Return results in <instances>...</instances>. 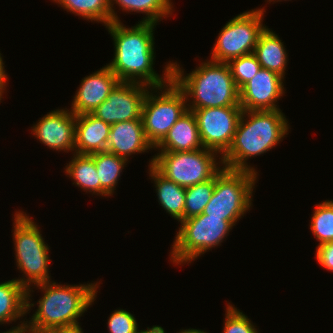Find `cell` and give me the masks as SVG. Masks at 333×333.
I'll return each mask as SVG.
<instances>
[{
  "label": "cell",
  "instance_id": "1",
  "mask_svg": "<svg viewBox=\"0 0 333 333\" xmlns=\"http://www.w3.org/2000/svg\"><path fill=\"white\" fill-rule=\"evenodd\" d=\"M155 23L138 22L131 28L123 23L111 22L105 26L114 41V59L107 66L120 82H135L149 87H159L172 79V63L166 64L164 74L153 69Z\"/></svg>",
  "mask_w": 333,
  "mask_h": 333
},
{
  "label": "cell",
  "instance_id": "2",
  "mask_svg": "<svg viewBox=\"0 0 333 333\" xmlns=\"http://www.w3.org/2000/svg\"><path fill=\"white\" fill-rule=\"evenodd\" d=\"M288 131V121L280 109L243 110L230 147L219 157L222 166L258 174L247 164V159L274 148Z\"/></svg>",
  "mask_w": 333,
  "mask_h": 333
},
{
  "label": "cell",
  "instance_id": "3",
  "mask_svg": "<svg viewBox=\"0 0 333 333\" xmlns=\"http://www.w3.org/2000/svg\"><path fill=\"white\" fill-rule=\"evenodd\" d=\"M62 285L54 281L34 286L44 294L37 301L38 309L25 324L27 333H48L49 331L78 323L96 298L99 284Z\"/></svg>",
  "mask_w": 333,
  "mask_h": 333
},
{
  "label": "cell",
  "instance_id": "4",
  "mask_svg": "<svg viewBox=\"0 0 333 333\" xmlns=\"http://www.w3.org/2000/svg\"><path fill=\"white\" fill-rule=\"evenodd\" d=\"M177 62H172V79L183 90L188 109L240 106L239 90L227 63L206 60L185 75Z\"/></svg>",
  "mask_w": 333,
  "mask_h": 333
},
{
  "label": "cell",
  "instance_id": "5",
  "mask_svg": "<svg viewBox=\"0 0 333 333\" xmlns=\"http://www.w3.org/2000/svg\"><path fill=\"white\" fill-rule=\"evenodd\" d=\"M13 241L16 265L23 277L16 279L27 289V312L35 303H30L31 285L51 281L49 276V247L45 244L39 226L26 214L17 211L13 222ZM30 299V300H29Z\"/></svg>",
  "mask_w": 333,
  "mask_h": 333
},
{
  "label": "cell",
  "instance_id": "6",
  "mask_svg": "<svg viewBox=\"0 0 333 333\" xmlns=\"http://www.w3.org/2000/svg\"><path fill=\"white\" fill-rule=\"evenodd\" d=\"M180 224L170 254L175 265L192 262L219 246L234 226L226 217H209L203 213Z\"/></svg>",
  "mask_w": 333,
  "mask_h": 333
},
{
  "label": "cell",
  "instance_id": "7",
  "mask_svg": "<svg viewBox=\"0 0 333 333\" xmlns=\"http://www.w3.org/2000/svg\"><path fill=\"white\" fill-rule=\"evenodd\" d=\"M257 174L224 168L215 176V188L203 214L226 217L235 225L252 205Z\"/></svg>",
  "mask_w": 333,
  "mask_h": 333
},
{
  "label": "cell",
  "instance_id": "8",
  "mask_svg": "<svg viewBox=\"0 0 333 333\" xmlns=\"http://www.w3.org/2000/svg\"><path fill=\"white\" fill-rule=\"evenodd\" d=\"M150 90L143 101L141 118L146 138L155 148L188 110L190 100L173 79L163 86L150 87Z\"/></svg>",
  "mask_w": 333,
  "mask_h": 333
},
{
  "label": "cell",
  "instance_id": "9",
  "mask_svg": "<svg viewBox=\"0 0 333 333\" xmlns=\"http://www.w3.org/2000/svg\"><path fill=\"white\" fill-rule=\"evenodd\" d=\"M219 153L202 148L185 152H159L153 156L149 166H153L166 179L181 187L192 185L214 178L222 169V160L217 161ZM218 165V166H217Z\"/></svg>",
  "mask_w": 333,
  "mask_h": 333
},
{
  "label": "cell",
  "instance_id": "10",
  "mask_svg": "<svg viewBox=\"0 0 333 333\" xmlns=\"http://www.w3.org/2000/svg\"><path fill=\"white\" fill-rule=\"evenodd\" d=\"M264 8L245 11L229 20L221 29L213 46L210 60L228 63L254 52L263 25Z\"/></svg>",
  "mask_w": 333,
  "mask_h": 333
},
{
  "label": "cell",
  "instance_id": "11",
  "mask_svg": "<svg viewBox=\"0 0 333 333\" xmlns=\"http://www.w3.org/2000/svg\"><path fill=\"white\" fill-rule=\"evenodd\" d=\"M188 110L195 115L203 147L222 156L232 143L243 112L242 107L224 106Z\"/></svg>",
  "mask_w": 333,
  "mask_h": 333
},
{
  "label": "cell",
  "instance_id": "12",
  "mask_svg": "<svg viewBox=\"0 0 333 333\" xmlns=\"http://www.w3.org/2000/svg\"><path fill=\"white\" fill-rule=\"evenodd\" d=\"M150 87L135 82H119L91 114L109 125L142 119V106Z\"/></svg>",
  "mask_w": 333,
  "mask_h": 333
},
{
  "label": "cell",
  "instance_id": "13",
  "mask_svg": "<svg viewBox=\"0 0 333 333\" xmlns=\"http://www.w3.org/2000/svg\"><path fill=\"white\" fill-rule=\"evenodd\" d=\"M284 78L261 68L239 90V103L243 110H277V100L284 95Z\"/></svg>",
  "mask_w": 333,
  "mask_h": 333
},
{
  "label": "cell",
  "instance_id": "14",
  "mask_svg": "<svg viewBox=\"0 0 333 333\" xmlns=\"http://www.w3.org/2000/svg\"><path fill=\"white\" fill-rule=\"evenodd\" d=\"M31 130L41 143L51 149L75 151L76 115L71 110L50 111Z\"/></svg>",
  "mask_w": 333,
  "mask_h": 333
},
{
  "label": "cell",
  "instance_id": "15",
  "mask_svg": "<svg viewBox=\"0 0 333 333\" xmlns=\"http://www.w3.org/2000/svg\"><path fill=\"white\" fill-rule=\"evenodd\" d=\"M119 82L118 77L107 65L84 77L73 97L71 111L75 115L91 113L107 99Z\"/></svg>",
  "mask_w": 333,
  "mask_h": 333
},
{
  "label": "cell",
  "instance_id": "16",
  "mask_svg": "<svg viewBox=\"0 0 333 333\" xmlns=\"http://www.w3.org/2000/svg\"><path fill=\"white\" fill-rule=\"evenodd\" d=\"M155 149L147 140L142 119L117 122L111 125L106 150L128 161L135 153Z\"/></svg>",
  "mask_w": 333,
  "mask_h": 333
},
{
  "label": "cell",
  "instance_id": "17",
  "mask_svg": "<svg viewBox=\"0 0 333 333\" xmlns=\"http://www.w3.org/2000/svg\"><path fill=\"white\" fill-rule=\"evenodd\" d=\"M111 125L91 113L76 115L75 152L93 154L106 151Z\"/></svg>",
  "mask_w": 333,
  "mask_h": 333
},
{
  "label": "cell",
  "instance_id": "18",
  "mask_svg": "<svg viewBox=\"0 0 333 333\" xmlns=\"http://www.w3.org/2000/svg\"><path fill=\"white\" fill-rule=\"evenodd\" d=\"M155 148L159 152H185L204 148L193 112L187 110Z\"/></svg>",
  "mask_w": 333,
  "mask_h": 333
},
{
  "label": "cell",
  "instance_id": "19",
  "mask_svg": "<svg viewBox=\"0 0 333 333\" xmlns=\"http://www.w3.org/2000/svg\"><path fill=\"white\" fill-rule=\"evenodd\" d=\"M263 69H268L284 78L287 52L282 40L267 26L260 33L254 52Z\"/></svg>",
  "mask_w": 333,
  "mask_h": 333
},
{
  "label": "cell",
  "instance_id": "20",
  "mask_svg": "<svg viewBox=\"0 0 333 333\" xmlns=\"http://www.w3.org/2000/svg\"><path fill=\"white\" fill-rule=\"evenodd\" d=\"M149 175L154 181L159 204L177 221L184 220L186 188L166 179L153 166H149Z\"/></svg>",
  "mask_w": 333,
  "mask_h": 333
},
{
  "label": "cell",
  "instance_id": "21",
  "mask_svg": "<svg viewBox=\"0 0 333 333\" xmlns=\"http://www.w3.org/2000/svg\"><path fill=\"white\" fill-rule=\"evenodd\" d=\"M27 313V289L16 279L0 283V324L16 322Z\"/></svg>",
  "mask_w": 333,
  "mask_h": 333
},
{
  "label": "cell",
  "instance_id": "22",
  "mask_svg": "<svg viewBox=\"0 0 333 333\" xmlns=\"http://www.w3.org/2000/svg\"><path fill=\"white\" fill-rule=\"evenodd\" d=\"M118 4L121 10L145 14L139 22L157 24L163 17H169L173 11L171 0H109L112 22H120L113 5Z\"/></svg>",
  "mask_w": 333,
  "mask_h": 333
},
{
  "label": "cell",
  "instance_id": "23",
  "mask_svg": "<svg viewBox=\"0 0 333 333\" xmlns=\"http://www.w3.org/2000/svg\"><path fill=\"white\" fill-rule=\"evenodd\" d=\"M90 155L96 165L98 180L100 181V195L112 196L121 176L120 173L128 163L127 160L107 150Z\"/></svg>",
  "mask_w": 333,
  "mask_h": 333
},
{
  "label": "cell",
  "instance_id": "24",
  "mask_svg": "<svg viewBox=\"0 0 333 333\" xmlns=\"http://www.w3.org/2000/svg\"><path fill=\"white\" fill-rule=\"evenodd\" d=\"M72 160L65 167V173L71 177L76 186L86 192L100 195V181L94 159L88 154H73Z\"/></svg>",
  "mask_w": 333,
  "mask_h": 333
},
{
  "label": "cell",
  "instance_id": "25",
  "mask_svg": "<svg viewBox=\"0 0 333 333\" xmlns=\"http://www.w3.org/2000/svg\"><path fill=\"white\" fill-rule=\"evenodd\" d=\"M67 12L107 26L112 22L109 0H53Z\"/></svg>",
  "mask_w": 333,
  "mask_h": 333
},
{
  "label": "cell",
  "instance_id": "26",
  "mask_svg": "<svg viewBox=\"0 0 333 333\" xmlns=\"http://www.w3.org/2000/svg\"><path fill=\"white\" fill-rule=\"evenodd\" d=\"M215 188V177L186 188L184 219L200 215L211 199Z\"/></svg>",
  "mask_w": 333,
  "mask_h": 333
},
{
  "label": "cell",
  "instance_id": "27",
  "mask_svg": "<svg viewBox=\"0 0 333 333\" xmlns=\"http://www.w3.org/2000/svg\"><path fill=\"white\" fill-rule=\"evenodd\" d=\"M310 222V230L320 242L333 241V201L316 204Z\"/></svg>",
  "mask_w": 333,
  "mask_h": 333
},
{
  "label": "cell",
  "instance_id": "28",
  "mask_svg": "<svg viewBox=\"0 0 333 333\" xmlns=\"http://www.w3.org/2000/svg\"><path fill=\"white\" fill-rule=\"evenodd\" d=\"M227 64L238 90L262 68L254 53L232 59Z\"/></svg>",
  "mask_w": 333,
  "mask_h": 333
},
{
  "label": "cell",
  "instance_id": "29",
  "mask_svg": "<svg viewBox=\"0 0 333 333\" xmlns=\"http://www.w3.org/2000/svg\"><path fill=\"white\" fill-rule=\"evenodd\" d=\"M223 333H259L251 320L239 309L227 303Z\"/></svg>",
  "mask_w": 333,
  "mask_h": 333
},
{
  "label": "cell",
  "instance_id": "30",
  "mask_svg": "<svg viewBox=\"0 0 333 333\" xmlns=\"http://www.w3.org/2000/svg\"><path fill=\"white\" fill-rule=\"evenodd\" d=\"M109 333H137L138 323L130 312L118 309L108 317Z\"/></svg>",
  "mask_w": 333,
  "mask_h": 333
},
{
  "label": "cell",
  "instance_id": "31",
  "mask_svg": "<svg viewBox=\"0 0 333 333\" xmlns=\"http://www.w3.org/2000/svg\"><path fill=\"white\" fill-rule=\"evenodd\" d=\"M315 256L322 267L333 272V241L318 244Z\"/></svg>",
  "mask_w": 333,
  "mask_h": 333
},
{
  "label": "cell",
  "instance_id": "32",
  "mask_svg": "<svg viewBox=\"0 0 333 333\" xmlns=\"http://www.w3.org/2000/svg\"><path fill=\"white\" fill-rule=\"evenodd\" d=\"M48 333H83L82 328L78 323L71 324V325H65L62 327L55 328Z\"/></svg>",
  "mask_w": 333,
  "mask_h": 333
},
{
  "label": "cell",
  "instance_id": "33",
  "mask_svg": "<svg viewBox=\"0 0 333 333\" xmlns=\"http://www.w3.org/2000/svg\"><path fill=\"white\" fill-rule=\"evenodd\" d=\"M3 58L0 53V92L3 94L6 90L7 85V73H5Z\"/></svg>",
  "mask_w": 333,
  "mask_h": 333
},
{
  "label": "cell",
  "instance_id": "34",
  "mask_svg": "<svg viewBox=\"0 0 333 333\" xmlns=\"http://www.w3.org/2000/svg\"><path fill=\"white\" fill-rule=\"evenodd\" d=\"M19 323H21V324H18L17 326L12 327L11 329H9V331H5V332H2V333H27L26 330L24 329L26 321L25 320L23 322L20 321Z\"/></svg>",
  "mask_w": 333,
  "mask_h": 333
},
{
  "label": "cell",
  "instance_id": "35",
  "mask_svg": "<svg viewBox=\"0 0 333 333\" xmlns=\"http://www.w3.org/2000/svg\"><path fill=\"white\" fill-rule=\"evenodd\" d=\"M137 333H166L161 326H152V328L147 327V330H139Z\"/></svg>",
  "mask_w": 333,
  "mask_h": 333
},
{
  "label": "cell",
  "instance_id": "36",
  "mask_svg": "<svg viewBox=\"0 0 333 333\" xmlns=\"http://www.w3.org/2000/svg\"><path fill=\"white\" fill-rule=\"evenodd\" d=\"M178 333H207V332H205V331H201V330H197V329H193V328H190V329H185V330H183L182 329V331L180 330V332H178Z\"/></svg>",
  "mask_w": 333,
  "mask_h": 333
},
{
  "label": "cell",
  "instance_id": "37",
  "mask_svg": "<svg viewBox=\"0 0 333 333\" xmlns=\"http://www.w3.org/2000/svg\"><path fill=\"white\" fill-rule=\"evenodd\" d=\"M272 1L273 2H275V1H277V2L279 1L280 2L281 0H275V1L274 0H267V2H269V3L272 2ZM284 1H286V0H284Z\"/></svg>",
  "mask_w": 333,
  "mask_h": 333
},
{
  "label": "cell",
  "instance_id": "38",
  "mask_svg": "<svg viewBox=\"0 0 333 333\" xmlns=\"http://www.w3.org/2000/svg\"><path fill=\"white\" fill-rule=\"evenodd\" d=\"M2 96H3V94L0 92V100H2V98H3ZM0 102H1V101H0Z\"/></svg>",
  "mask_w": 333,
  "mask_h": 333
}]
</instances>
